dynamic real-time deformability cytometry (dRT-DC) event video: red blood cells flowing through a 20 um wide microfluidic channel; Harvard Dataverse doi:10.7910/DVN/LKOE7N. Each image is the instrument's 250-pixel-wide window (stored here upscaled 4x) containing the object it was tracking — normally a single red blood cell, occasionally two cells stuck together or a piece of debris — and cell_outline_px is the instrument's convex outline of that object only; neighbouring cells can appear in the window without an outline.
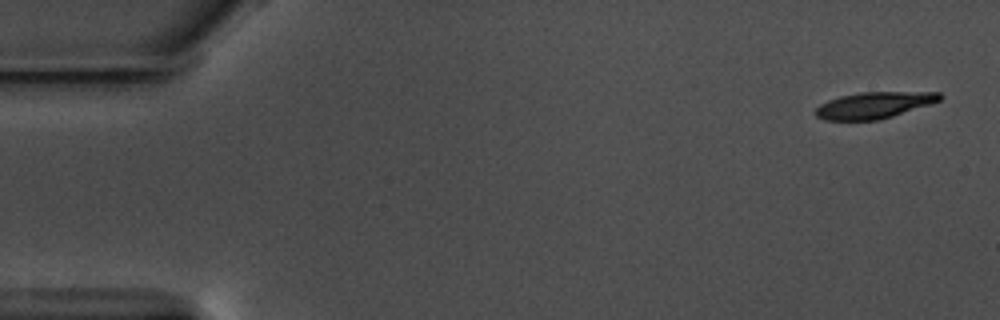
{"species": "common noctule bat (a hibernating species)", "species_latin": "Nyctalus noctula", "temperature_condition": "warm", "stored_images_in_passage": 56, "camera_frame_rate_fps": 3000, "um_per_image_px": 0.085, "animal": {"sex": "male", "body_mass_g": 17.5, "forearm_length_mm": 52.3}, "frame": {"image": 1, "passage_image": 1, "time_ms": 0.0, "image_size_px": [1000, 320], "cell_outline_px": [[944, 96], [940, 100], [880, 120], [824, 120], [816, 116], [816, 108], [820, 104], [828, 100], [840, 96], [860, 92], [940, 92]], "centroid_in_image_um": [74.27, 8.93], "position_along_channel_um": 10.7, "area_um2": 18.96}}
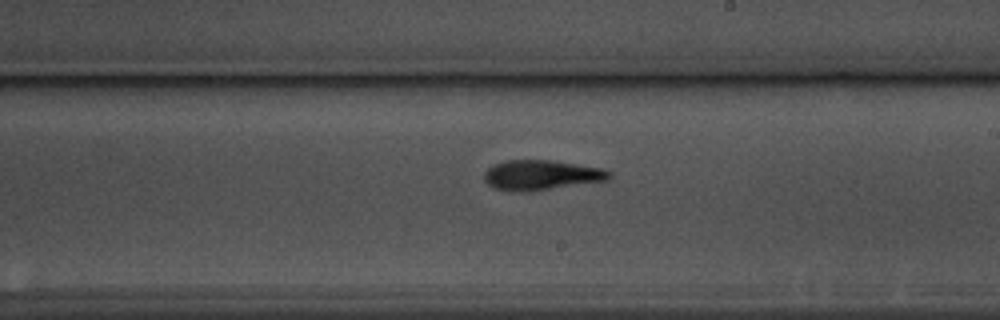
{"frame": {"image": 2, "passage_image": 32, "time_ms": 10.333, "image_size_px": [1000, 320], "cell_outline_px": [[612, 176], [608, 180], [524, 192], [520, 192], [492, 188], [484, 180], [484, 172], [488, 168], [504, 160], [552, 160], [604, 168], [612, 172]], "centroid_in_image_um": [46.02, 14.87], "position_along_channel_um": 243.0, "area_um2": 21.85}}
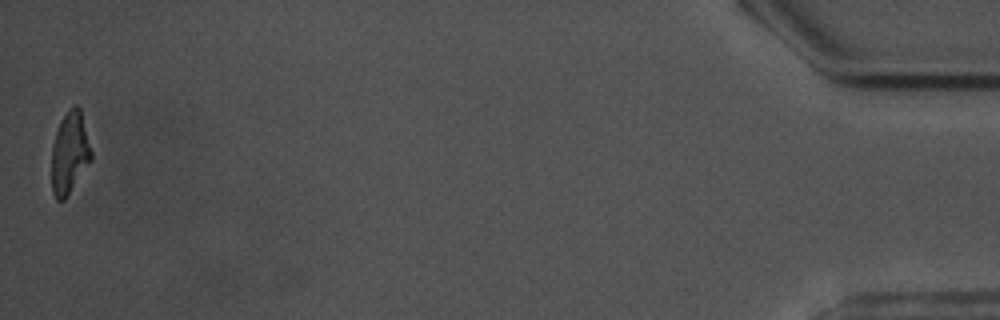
{"frame": {"image": 3, "passage_image": 56, "time_ms": 18.333, "image_size_px": [1000, 320], "cell_outline_px": [[92, 160], [64, 200], [56, 200], [52, 192], [52, 144], [60, 120], [76, 104], [80, 108], [92, 152]], "centroid_in_image_um": [5.92, 13.02], "position_along_channel_um": 429.3, "area_um2": 18.73}, "authors_computed_cell_mechanics": {"area_um2": 20.8369, "velocity_mm_per_s": 3.5295, "shape_relaxation_time_tau1_ms": 4.1613, "shape_relaxation_time_tau2_ms": 3.9614, "deformation_change_tau1": 0.2213, "deformation_change_tau2": 0.1496}}